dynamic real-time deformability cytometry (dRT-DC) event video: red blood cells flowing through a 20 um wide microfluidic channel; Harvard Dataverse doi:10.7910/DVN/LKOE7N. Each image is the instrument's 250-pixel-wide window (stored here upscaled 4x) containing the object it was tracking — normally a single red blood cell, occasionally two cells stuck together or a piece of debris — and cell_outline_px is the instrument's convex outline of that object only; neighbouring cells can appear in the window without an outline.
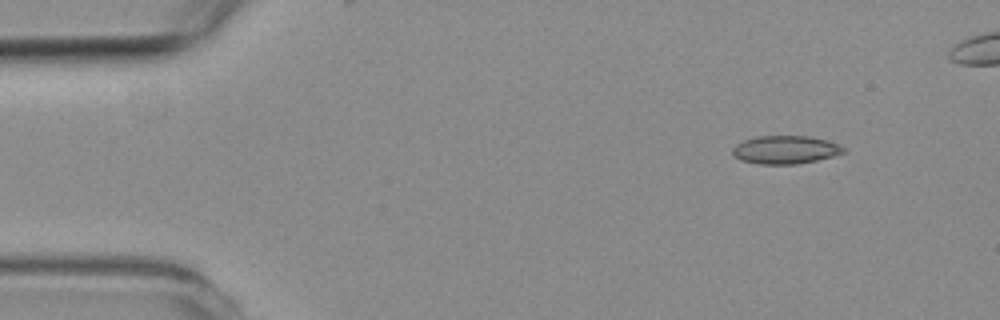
{"species": "common noctule bat (a hibernating species)", "species_latin": "Nyctalus noctula", "temperature_condition": "room temperature", "stored_images_in_passage": 6, "camera_frame_rate_fps": 3000, "um_per_image_px": 0.085, "animal": {"sex": "female", "body_mass_g": 19.3, "forearm_length_mm": 54.1}, "frame": {"image": 1, "passage_image": 1, "time_ms": 0.0, "image_size_px": [1000, 320], "cell_outline_px": [[848, 148], [844, 152], [832, 156], [816, 160], [796, 164], [760, 164], [740, 160], [732, 156], [732, 148], [736, 144], [744, 140], [756, 136], [812, 136], [828, 140]], "centroid_in_image_um": [66.75, 12.72], "position_along_channel_um": 18.3, "area_um2": 18.38}}
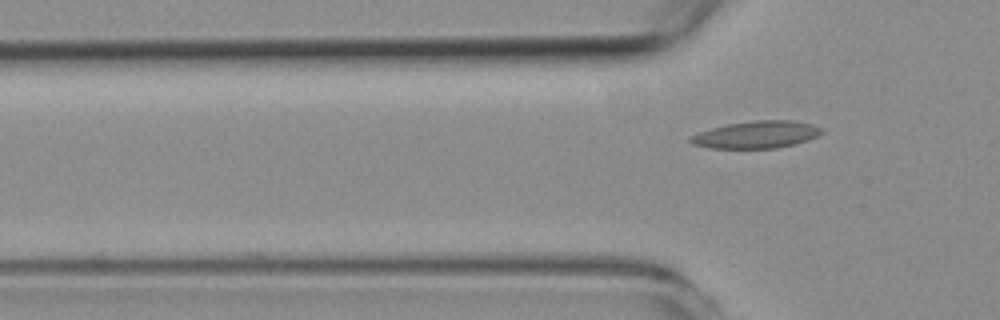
{"frame": {"image": 2, "passage_image": 6, "time_ms": 6.667, "image_size_px": [1000, 320], "cell_outline_px": [[824, 132], [808, 140], [796, 144], [776, 148], [708, 148], [692, 144], [688, 140], [688, 136], [712, 128], [728, 124], [756, 120], [796, 120], [812, 124], [824, 128]], "centroid_in_image_um": [64.32, 11.44], "position_along_channel_um": 61.5, "area_um2": 20.98}}